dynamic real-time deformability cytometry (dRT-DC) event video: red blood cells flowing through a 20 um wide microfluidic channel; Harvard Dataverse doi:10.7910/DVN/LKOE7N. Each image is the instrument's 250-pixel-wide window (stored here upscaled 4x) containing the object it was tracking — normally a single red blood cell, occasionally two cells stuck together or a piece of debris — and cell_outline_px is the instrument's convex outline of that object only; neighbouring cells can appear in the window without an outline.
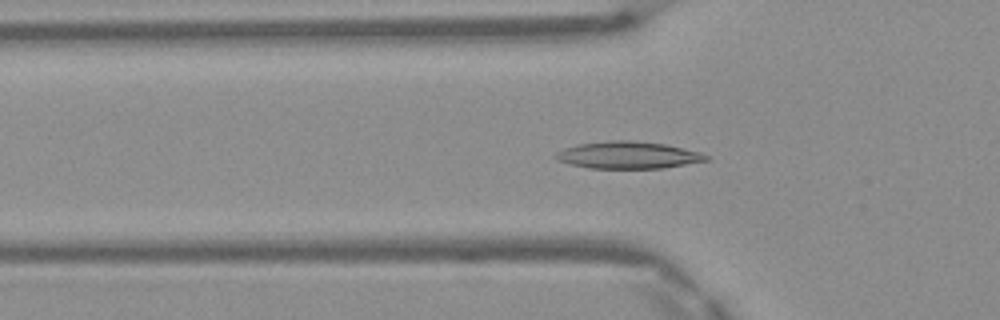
{"species": "Egyptian fruit bat (a non-hibernating species)", "species_latin": "Rousettus aegyptiacus", "temperature_condition": "warm", "stored_images_in_passage": 49, "camera_frame_rate_fps": 3000, "um_per_image_px": 0.085, "frame": {"image": 1, "passage_image": 15, "time_ms": 4.667, "image_size_px": [1000, 320], "cell_outline_px": [[708, 160], [664, 168], [588, 168], [556, 160], [556, 152], [564, 148], [580, 144], [612, 140], [628, 140], [664, 144], [700, 152], [708, 156]], "centroid_in_image_um": [53.38, 13.18], "position_along_channel_um": 72.4, "area_um2": 23.41}}
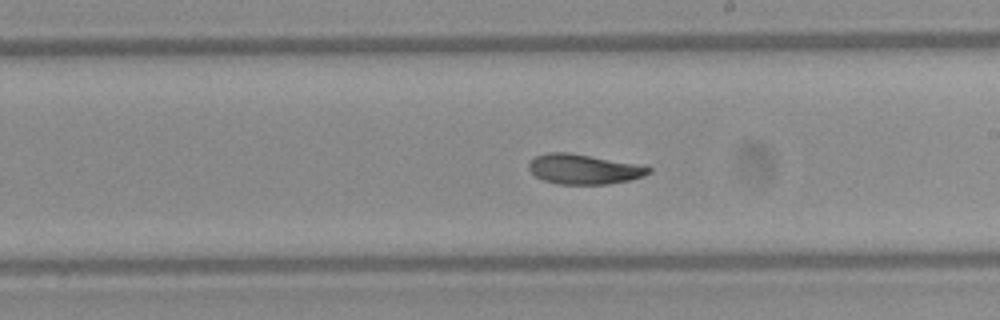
{"frame": {"image": 2, "passage_image": 27, "time_ms": 8.667, "image_size_px": [1000, 320], "cell_outline_px": [[652, 172], [644, 176], [628, 180], [608, 184], [560, 184], [544, 180], [536, 176], [528, 168], [528, 164], [536, 156], [548, 152], [568, 152], [632, 164], [652, 168]], "centroid_in_image_um": [49.59, 14.38], "position_along_channel_um": 239.4, "area_um2": 20.4}}
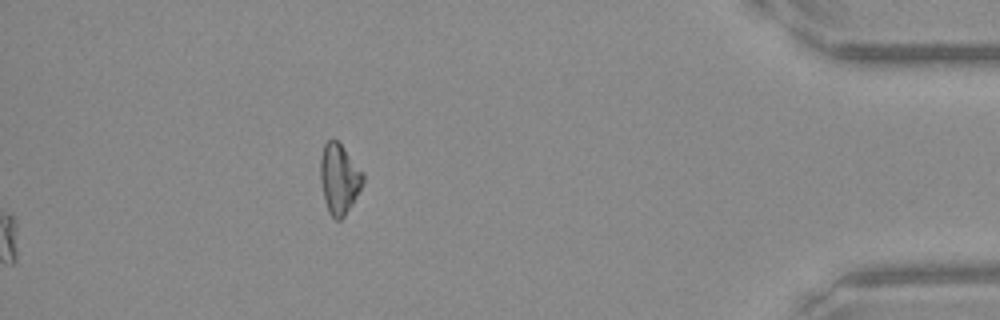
{"frame": {"image": 3, "passage_image": 49, "time_ms": 16.0, "image_size_px": [1000, 320], "cell_outline_px": [[364, 184], [352, 204], [344, 216], [340, 220], [336, 220], [328, 212], [324, 200], [320, 180], [320, 156], [324, 144], [328, 140], [336, 140], [344, 148], [364, 172]], "centroid_in_image_um": [28.84, 15.2], "position_along_channel_um": 406.4, "area_um2": 17.57}, "authors_computed_cell_mechanics": {"area_um2": 21.5594, "velocity_mm_per_s": 4.15, "shape_relaxation_time_tau1_ms": 5.246, "shape_relaxation_time_tau2_ms": 2.9013, "deformation_change_tau1": 0.1725, "deformation_change_tau2": 0.0939}}